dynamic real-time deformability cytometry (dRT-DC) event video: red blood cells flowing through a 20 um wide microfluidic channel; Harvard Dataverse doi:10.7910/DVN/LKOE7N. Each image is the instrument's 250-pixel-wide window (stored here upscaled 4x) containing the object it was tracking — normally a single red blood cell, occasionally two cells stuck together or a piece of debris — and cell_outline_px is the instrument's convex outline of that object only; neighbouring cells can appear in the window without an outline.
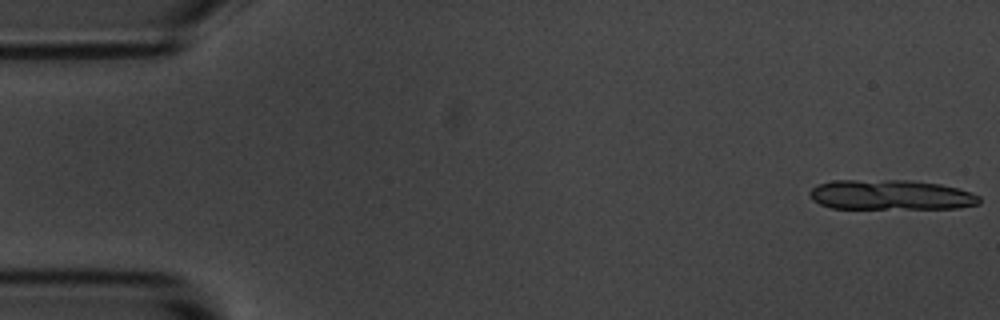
{"species": "common noctule bat (a hibernating species)", "species_latin": "Nyctalus noctula", "temperature_condition": "room temperature", "stored_images_in_passage": 6, "camera_frame_rate_fps": 3000, "um_per_image_px": 0.085, "animal": {"sex": "male", "body_mass_g": 20.1, "forearm_length_mm": 53.5}, "frame": {"image": 1, "passage_image": 1, "time_ms": 0.0, "image_size_px": [1000, 320], "cell_outline_px": [[980, 204], [956, 208], [832, 208], [820, 204], [812, 200], [808, 196], [808, 192], [816, 184], [832, 180], [912, 180], [940, 184], [960, 188], [972, 192], [980, 196]], "centroid_in_image_um": [75.7, 16.55], "position_along_channel_um": 9.3, "area_um2": 30.0}}
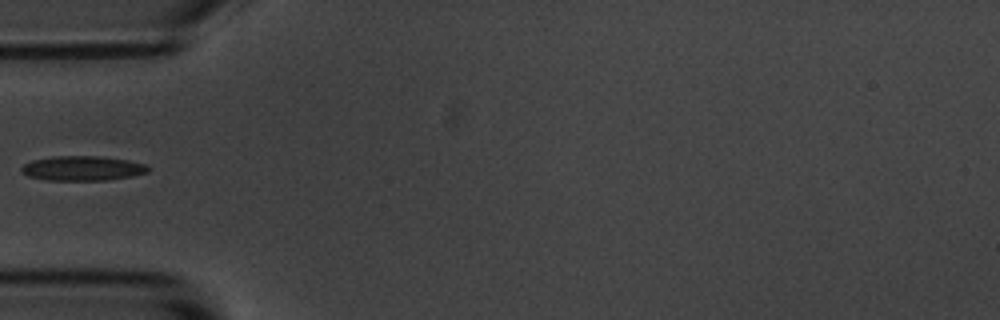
{"frame": {"image": 2, "passage_image": 6, "time_ms": 5.667, "image_size_px": [1000, 320], "cell_outline_px": [[148, 172], [132, 176], [108, 180], [48, 180], [28, 176], [20, 172], [20, 168], [24, 164], [32, 160], [56, 156], [100, 156], [128, 160], [144, 164], [148, 168]], "centroid_in_image_um": [6.98, 14.3], "position_along_channel_um": 78.0, "area_um2": 18.15}}